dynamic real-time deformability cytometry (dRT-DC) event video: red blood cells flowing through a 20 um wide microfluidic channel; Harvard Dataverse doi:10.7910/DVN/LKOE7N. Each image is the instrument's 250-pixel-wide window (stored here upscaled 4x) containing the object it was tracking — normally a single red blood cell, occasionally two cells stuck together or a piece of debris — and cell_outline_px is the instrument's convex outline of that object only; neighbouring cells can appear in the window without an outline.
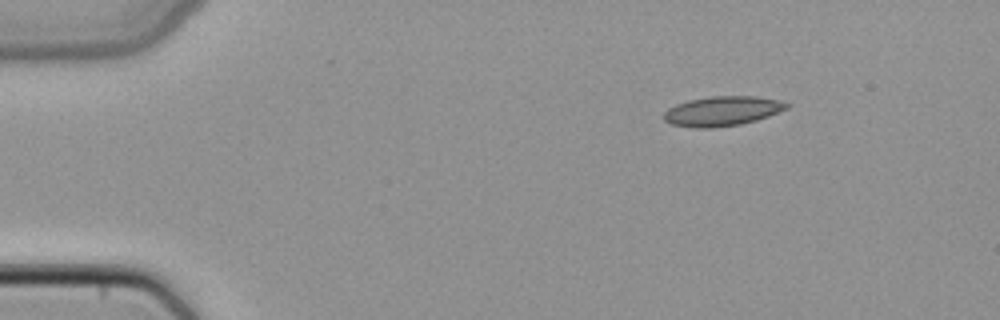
{"species": "common noctule bat (a hibernating species)", "species_latin": "Nyctalus noctula", "temperature_condition": "cold", "stored_images_in_passage": 43, "camera_frame_rate_fps": 3000, "um_per_image_px": 0.085, "animal": {"sex": "female", "body_mass_g": 22.7, "forearm_length_mm": 54.2}, "frame": {"image": 1, "passage_image": 1, "time_ms": 0.0, "image_size_px": [1000, 320], "cell_outline_px": [[792, 104], [788, 108], [768, 116], [756, 120], [740, 124], [712, 128], [692, 128], [672, 124], [664, 120], [664, 112], [668, 108], [676, 104], [688, 100], [712, 96], [756, 96], [776, 100]], "centroid_in_image_um": [61.38, 9.44], "position_along_channel_um": 23.6, "area_um2": 21.21}}
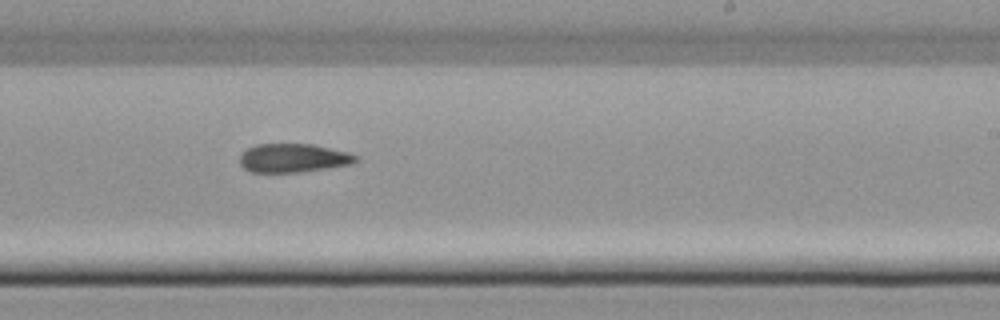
{"frame": {"image": 2, "passage_image": 24, "time_ms": 7.667, "image_size_px": [1000, 320], "cell_outline_px": [[360, 160], [352, 164], [328, 168], [300, 172], [252, 172], [244, 168], [240, 164], [240, 156], [248, 148], [256, 144], [312, 144], [348, 152], [360, 156]], "centroid_in_image_um": [24.98, 13.43], "position_along_channel_um": 264.0, "area_um2": 19.48}}
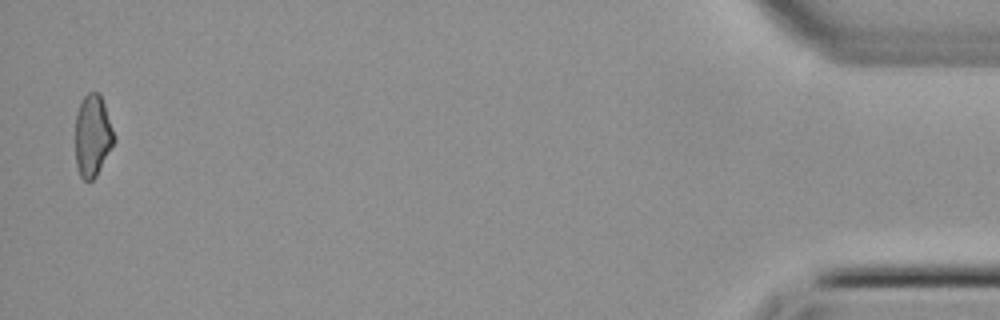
{"frame": {"image": 3, "passage_image": 42, "time_ms": 13.667, "image_size_px": [1000, 320], "cell_outline_px": [[116, 140], [96, 176], [92, 180], [84, 180], [80, 176], [76, 164], [76, 116], [80, 100], [88, 92], [100, 92]], "centroid_in_image_um": [7.87, 11.52], "position_along_channel_um": 427.3, "area_um2": 18.38}}